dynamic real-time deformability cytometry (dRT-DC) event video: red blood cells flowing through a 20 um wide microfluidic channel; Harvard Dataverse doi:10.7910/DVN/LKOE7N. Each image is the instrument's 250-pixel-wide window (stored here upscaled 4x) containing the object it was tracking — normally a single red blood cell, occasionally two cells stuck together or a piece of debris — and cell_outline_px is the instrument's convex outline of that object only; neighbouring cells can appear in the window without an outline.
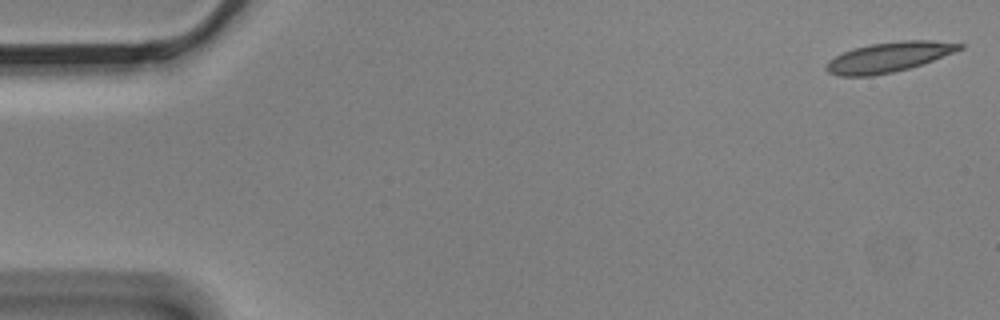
{"species": "Egyptian fruit bat (a non-hibernating species)", "species_latin": "Rousettus aegyptiacus", "temperature_condition": "cold", "stored_images_in_passage": 3, "camera_frame_rate_fps": 3000, "um_per_image_px": 0.085, "animal": {"sex": "male"}, "frame": {"image": 1, "passage_image": 1, "time_ms": 0.0, "image_size_px": [1000, 320], "cell_outline_px": [[964, 48], [932, 60], [908, 68], [892, 72], [872, 76], [840, 76], [828, 72], [824, 68], [828, 60], [852, 48], [872, 44], [904, 40], [932, 40], [964, 44]], "centroid_in_image_um": [75.51, 4.85], "position_along_channel_um": 9.5, "area_um2": 23.0}}